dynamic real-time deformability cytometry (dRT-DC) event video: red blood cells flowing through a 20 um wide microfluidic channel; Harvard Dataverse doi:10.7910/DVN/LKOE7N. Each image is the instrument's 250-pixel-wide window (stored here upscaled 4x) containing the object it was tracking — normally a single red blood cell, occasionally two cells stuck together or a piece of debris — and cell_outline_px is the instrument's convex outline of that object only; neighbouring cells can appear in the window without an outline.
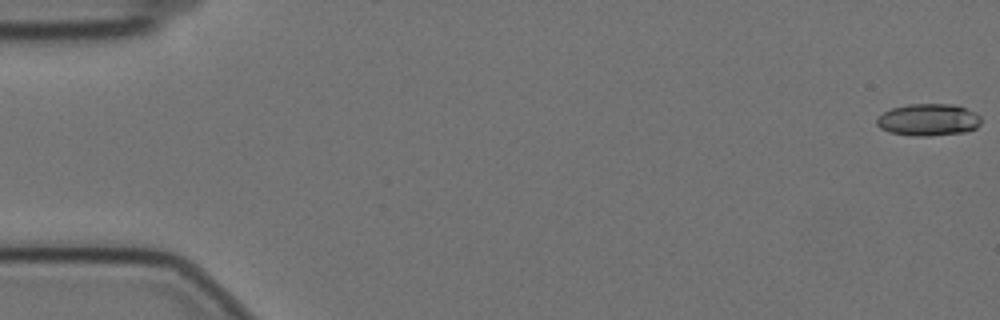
{"species": "Egyptian fruit bat (a non-hibernating species)", "species_latin": "Rousettus aegyptiacus", "temperature_condition": "cold", "stored_images_in_passage": 58, "camera_frame_rate_fps": 3000, "um_per_image_px": 0.085, "animal": {"sex": "female"}, "frame": {"image": 1, "passage_image": 1, "time_ms": 0.0, "image_size_px": [1000, 320], "cell_outline_px": [[980, 124], [976, 128], [964, 132], [928, 136], [912, 136], [888, 132], [880, 128], [876, 124], [876, 116], [892, 108], [908, 104], [956, 104], [976, 112], [980, 116]], "centroid_in_image_um": [78.89, 10.18], "position_along_channel_um": 6.1, "area_um2": 19.71}}
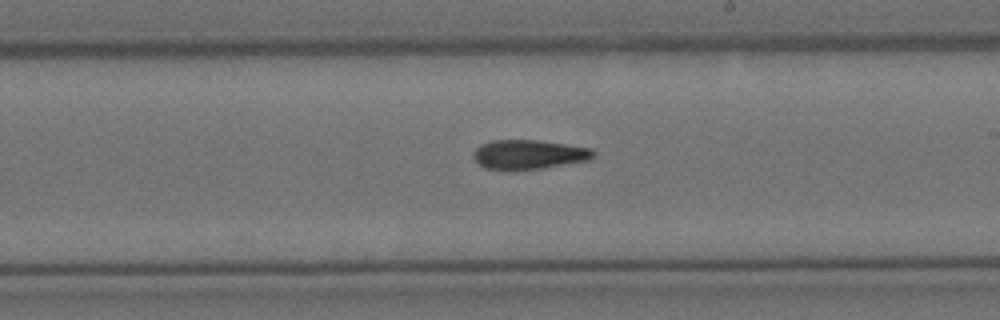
{"frame": {"image": 2, "passage_image": 34, "time_ms": 11.0, "image_size_px": [1000, 320], "cell_outline_px": [[596, 156], [588, 160], [544, 168], [484, 168], [472, 156], [472, 152], [480, 144], [492, 140], [540, 140], [592, 148], [596, 152]], "centroid_in_image_um": [44.99, 13.1], "position_along_channel_um": 244.0, "area_um2": 20.29}}
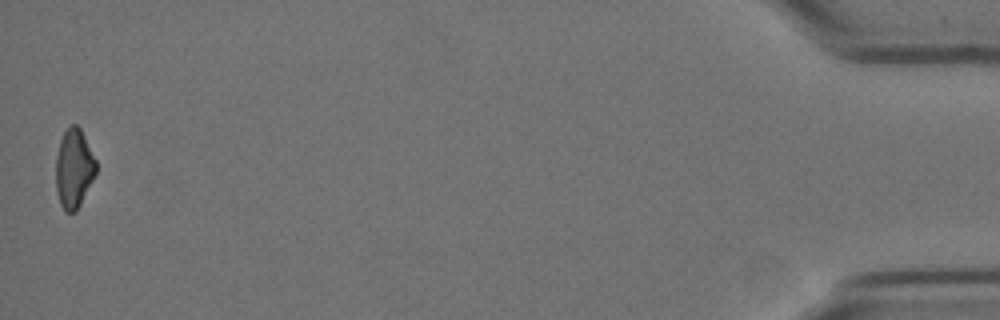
{"frame": {"image": 3, "passage_image": 58, "time_ms": 19.0, "image_size_px": [1000, 320], "cell_outline_px": [[96, 172], [76, 212], [64, 212], [60, 204], [56, 192], [56, 156], [60, 140], [64, 132], [72, 124], [76, 124], [80, 128], [96, 160]], "centroid_in_image_um": [6.26, 14.34], "position_along_channel_um": 428.9, "area_um2": 18.38}, "authors_computed_cell_mechanics": {"area_um2": 20.1144, "velocity_mm_per_s": 3.4887, "shape_relaxation_time_tau1_ms": null, "shape_relaxation_time_tau2_ms": 11.0452, "deformation_change_tau1": null, "deformation_change_tau2": 0.2243}}